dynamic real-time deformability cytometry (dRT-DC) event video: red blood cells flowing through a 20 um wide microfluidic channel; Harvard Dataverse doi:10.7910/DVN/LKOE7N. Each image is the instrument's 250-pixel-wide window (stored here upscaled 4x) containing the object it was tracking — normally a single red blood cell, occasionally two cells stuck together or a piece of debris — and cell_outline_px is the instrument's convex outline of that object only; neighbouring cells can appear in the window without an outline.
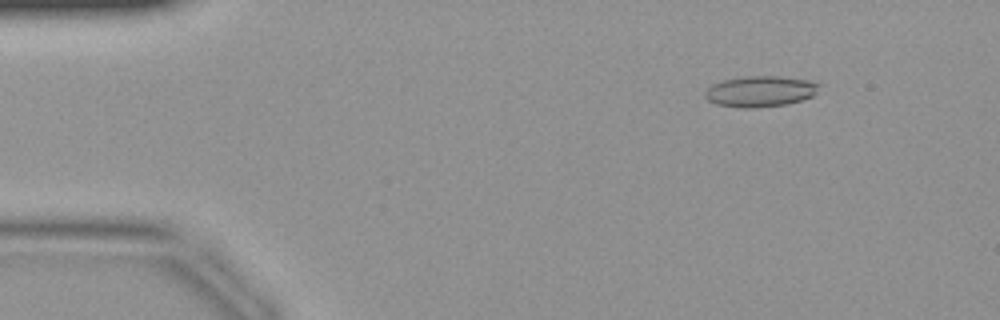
{"species": "common noctule bat (a hibernating species)", "species_latin": "Nyctalus noctula", "temperature_condition": "warm", "stored_images_in_passage": 42, "camera_frame_rate_fps": 3000, "um_per_image_px": 0.085, "animal": {"sex": "female", "body_mass_g": 19.9}, "frame": {"image": 1, "passage_image": 5, "time_ms": 1.333, "image_size_px": [1000, 320], "cell_outline_px": [[820, 84], [816, 92], [812, 96], [804, 100], [788, 104], [756, 108], [740, 108], [716, 104], [708, 100], [704, 96], [704, 92], [712, 84], [720, 80], [744, 76], [780, 76], [808, 80]], "centroid_in_image_um": [64.6, 7.77], "position_along_channel_um": 20.4, "area_um2": 20.81}}
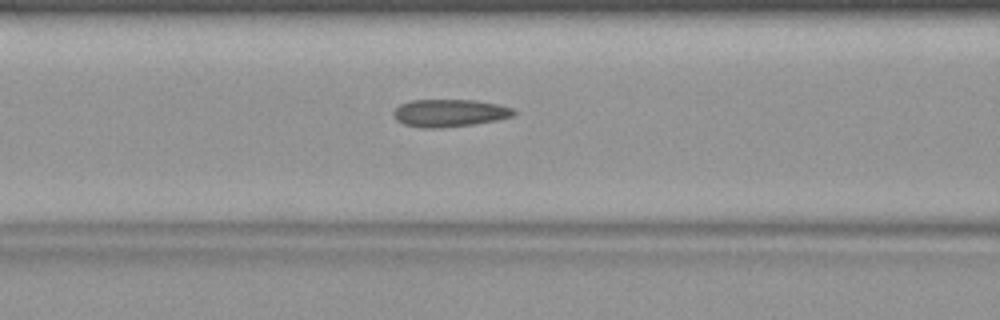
{"frame": {"image": 2, "passage_image": 17, "time_ms": 5.333, "image_size_px": [1000, 320], "cell_outline_px": [[516, 112], [512, 116], [496, 120], [472, 124], [440, 128], [420, 128], [404, 124], [396, 120], [392, 116], [392, 112], [400, 104], [412, 100], [476, 100], [500, 104], [512, 108]], "centroid_in_image_um": [38.18, 9.6], "position_along_channel_um": 128.4, "area_um2": 19.36}}
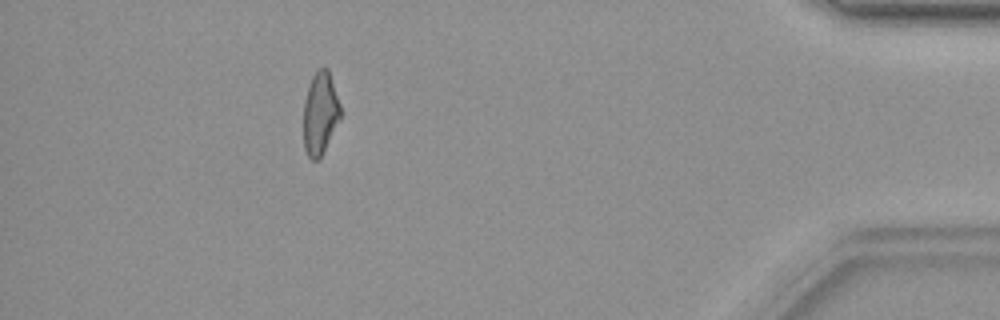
{"frame": {"image": 3, "passage_image": 38, "time_ms": 12.333, "image_size_px": [1000, 320], "cell_outline_px": [[340, 116], [324, 152], [320, 160], [312, 160], [308, 156], [304, 148], [304, 100], [312, 76], [316, 68], [328, 68], [340, 104]], "centroid_in_image_um": [27.2, 9.63], "position_along_channel_um": 408.0, "area_um2": 17.69}}